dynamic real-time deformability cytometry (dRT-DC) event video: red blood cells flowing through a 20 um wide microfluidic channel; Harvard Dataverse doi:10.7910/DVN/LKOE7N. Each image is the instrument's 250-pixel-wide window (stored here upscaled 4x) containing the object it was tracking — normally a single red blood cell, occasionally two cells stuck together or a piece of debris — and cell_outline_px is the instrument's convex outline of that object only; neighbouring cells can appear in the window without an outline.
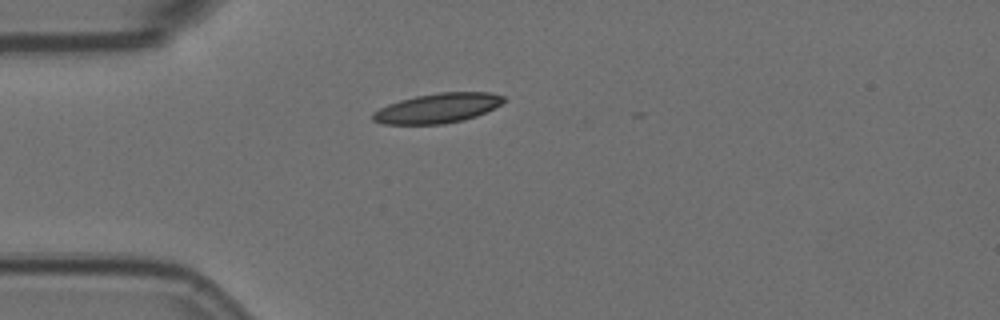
{"species": "Egyptian fruit bat (a non-hibernating species)", "species_latin": "Rousettus aegyptiacus", "temperature_condition": "room temperature", "stored_images_in_passage": 14, "camera_frame_rate_fps": 3000, "um_per_image_px": 0.085, "animal": {"sex": "female"}, "frame": {"image": 1, "passage_image": 1, "time_ms": 0.0, "image_size_px": [1000, 320], "cell_outline_px": [[504, 100], [500, 104], [476, 116], [464, 120], [444, 124], [380, 124], [372, 120], [372, 112], [388, 104], [400, 100], [416, 96], [440, 92], [492, 92], [504, 96]], "centroid_in_image_um": [37.16, 9.19], "position_along_channel_um": 47.8, "area_um2": 22.6}}
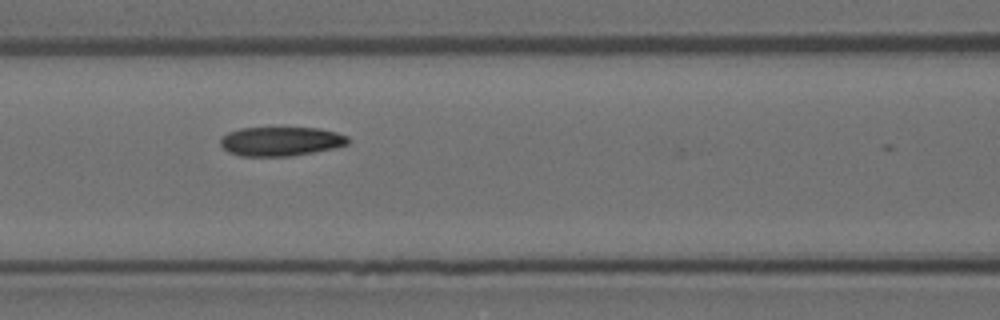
{"frame": {"image": 2, "passage_image": 10, "time_ms": 3.0, "image_size_px": [1000, 320], "cell_outline_px": [[348, 144], [332, 148], [292, 156], [240, 156], [228, 152], [220, 144], [220, 140], [228, 132], [240, 128], [320, 128], [336, 132], [348, 136]], "centroid_in_image_um": [23.85, 12.01], "position_along_channel_um": 142.7, "area_um2": 21.56}}
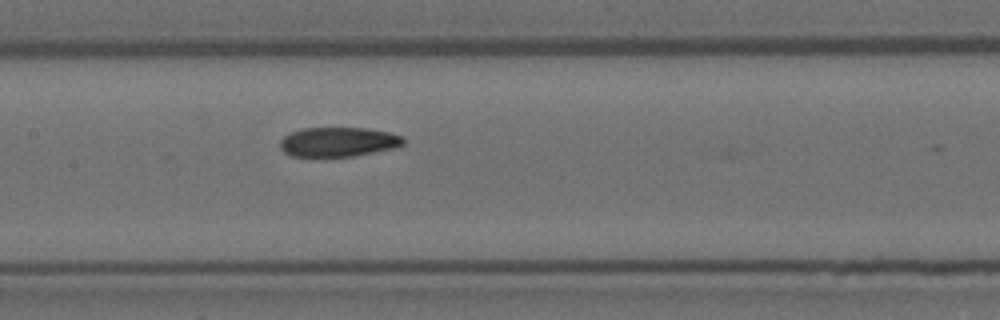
{"frame": {"image": 3, "passage_image": 13, "time_ms": 4.0, "image_size_px": [1000, 320], "cell_outline_px": [[404, 144], [392, 148], [352, 156], [292, 156], [284, 152], [280, 148], [280, 140], [284, 136], [292, 132], [304, 128], [368, 128], [388, 132], [400, 136], [404, 140]], "centroid_in_image_um": [28.72, 12.05], "position_along_channel_um": 178.7, "area_um2": 20.87}}